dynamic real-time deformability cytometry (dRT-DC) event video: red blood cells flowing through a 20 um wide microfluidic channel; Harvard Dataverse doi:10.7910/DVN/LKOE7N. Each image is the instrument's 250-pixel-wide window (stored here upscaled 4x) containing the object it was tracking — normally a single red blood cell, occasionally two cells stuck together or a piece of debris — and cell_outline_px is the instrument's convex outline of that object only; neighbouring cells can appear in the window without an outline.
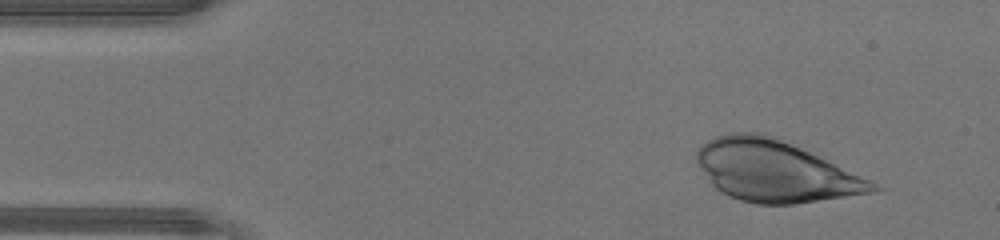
{"species": "human", "species_latin": "Homo sapiens", "temperature_condition": "warm", "stored_images_in_passage": 35, "camera_frame_rate_fps": 3000, "um_per_image_px": 0.085, "donor": {"sex": "male"}, "frame": {"image": 1, "passage_image": 1, "time_ms": 0.0, "image_size_px": [1000, 240], "cell_outline_px": [[884, 188], [872, 192], [796, 204], [756, 204], [740, 200], [728, 196], [720, 192], [708, 180], [696, 164], [696, 152], [708, 140], [716, 136], [732, 132], [756, 132], [772, 136], [800, 148], [868, 180]], "centroid_in_image_um": [65.79, 14.55], "position_along_channel_um": 19.2, "area_um2": 61.85}}